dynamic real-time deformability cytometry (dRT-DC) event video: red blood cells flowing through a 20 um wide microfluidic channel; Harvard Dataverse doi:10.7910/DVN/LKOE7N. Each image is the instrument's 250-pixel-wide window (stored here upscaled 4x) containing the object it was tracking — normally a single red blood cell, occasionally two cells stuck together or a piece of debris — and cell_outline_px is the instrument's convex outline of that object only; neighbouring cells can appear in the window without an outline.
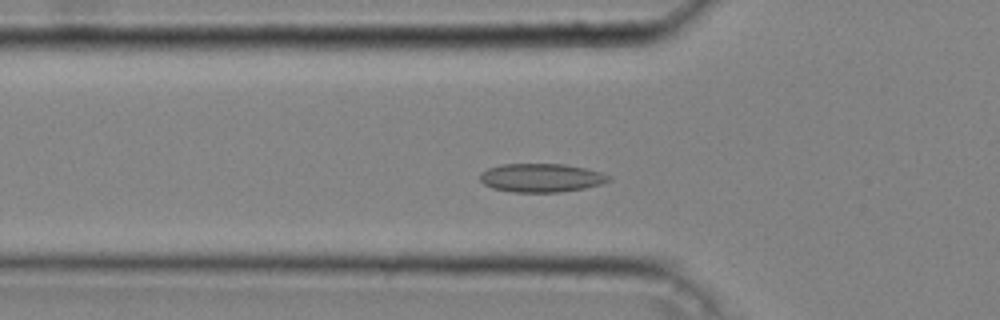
{"species": "common noctule bat (a hibernating species)", "species_latin": "Nyctalus noctula", "temperature_condition": "cold", "stored_images_in_passage": 41, "camera_frame_rate_fps": 3000, "um_per_image_px": 0.085, "animal": {"sex": "male", "body_mass_g": 20.4}, "frame": {"image": 1, "passage_image": 12, "time_ms": 3.667, "image_size_px": [1000, 320], "cell_outline_px": [[612, 180], [600, 184], [584, 188], [560, 192], [512, 192], [492, 188], [484, 184], [480, 180], [480, 172], [488, 168], [500, 164], [564, 164], [584, 168], [600, 172], [612, 176]], "centroid_in_image_um": [45.99, 15.11], "position_along_channel_um": 79.8, "area_um2": 21.5}}
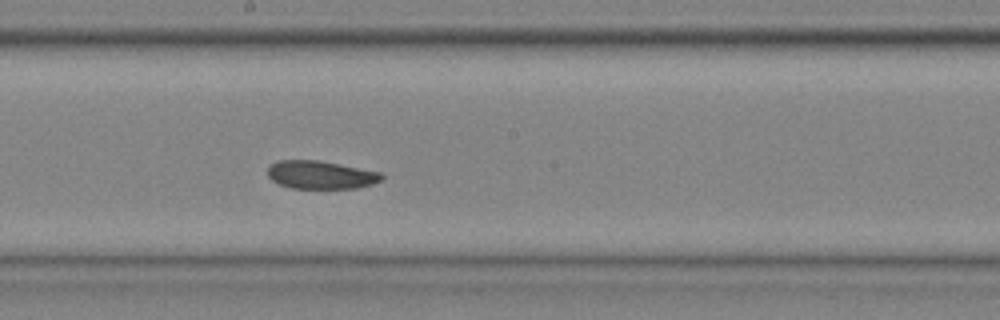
{"frame": {"image": 2, "passage_image": 22, "time_ms": 7.0, "image_size_px": [1000, 320], "cell_outline_px": [[384, 176], [380, 180], [372, 184], [356, 188], [292, 188], [280, 184], [272, 180], [268, 176], [268, 168], [272, 164], [280, 160], [316, 160], [380, 172]], "centroid_in_image_um": [27.25, 14.86], "position_along_channel_um": 221.0, "area_um2": 18.32}}
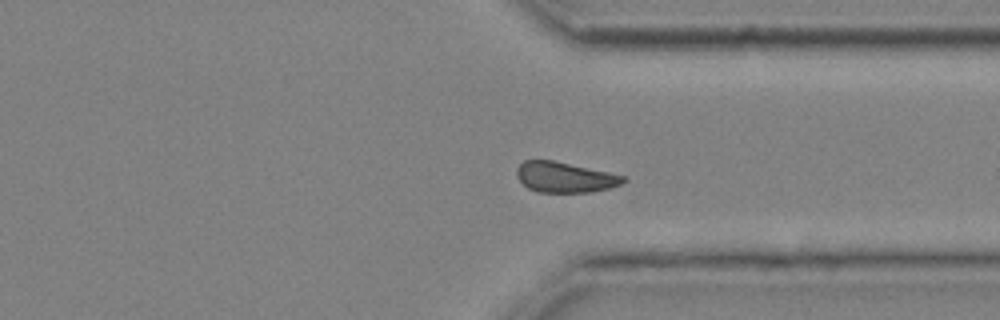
{"frame": {"image": 3, "passage_image": 32, "time_ms": 10.333, "image_size_px": [1000, 320], "cell_outline_px": [[628, 180], [620, 184], [608, 188], [592, 192], [536, 192], [528, 188], [516, 176], [516, 168], [524, 160], [552, 160], [628, 176]], "centroid_in_image_um": [48.03, 15.06], "position_along_channel_um": 363.4, "area_um2": 18.96}, "authors_computed_cell_mechanics": {"area_um2": 19.3052, "velocity_mm_per_s": 4.2441, "shape_relaxation_time_tau1_ms": null, "shape_relaxation_time_tau2_ms": 4.4417, "deformation_change_tau1": null, "deformation_change_tau2": 0.0769}}